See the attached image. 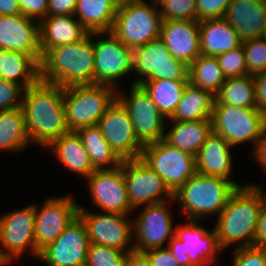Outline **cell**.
<instances>
[{"mask_svg": "<svg viewBox=\"0 0 266 266\" xmlns=\"http://www.w3.org/2000/svg\"><path fill=\"white\" fill-rule=\"evenodd\" d=\"M21 107L30 142L44 149L69 132L65 121L63 87L39 81L23 92Z\"/></svg>", "mask_w": 266, "mask_h": 266, "instance_id": "cell-1", "label": "cell"}, {"mask_svg": "<svg viewBox=\"0 0 266 266\" xmlns=\"http://www.w3.org/2000/svg\"><path fill=\"white\" fill-rule=\"evenodd\" d=\"M262 187L248 183L229 197L214 225L223 250L237 243V247L255 245L259 215L266 200V191Z\"/></svg>", "mask_w": 266, "mask_h": 266, "instance_id": "cell-2", "label": "cell"}, {"mask_svg": "<svg viewBox=\"0 0 266 266\" xmlns=\"http://www.w3.org/2000/svg\"><path fill=\"white\" fill-rule=\"evenodd\" d=\"M93 32L78 42L48 49L40 62V79L61 87L94 84Z\"/></svg>", "mask_w": 266, "mask_h": 266, "instance_id": "cell-3", "label": "cell"}, {"mask_svg": "<svg viewBox=\"0 0 266 266\" xmlns=\"http://www.w3.org/2000/svg\"><path fill=\"white\" fill-rule=\"evenodd\" d=\"M237 189L230 180L195 173L173 194V199L180 203L186 220H201L218 216Z\"/></svg>", "mask_w": 266, "mask_h": 266, "instance_id": "cell-4", "label": "cell"}, {"mask_svg": "<svg viewBox=\"0 0 266 266\" xmlns=\"http://www.w3.org/2000/svg\"><path fill=\"white\" fill-rule=\"evenodd\" d=\"M116 88L103 84L73 85L63 88L65 121L69 131L98 124L117 98Z\"/></svg>", "mask_w": 266, "mask_h": 266, "instance_id": "cell-5", "label": "cell"}, {"mask_svg": "<svg viewBox=\"0 0 266 266\" xmlns=\"http://www.w3.org/2000/svg\"><path fill=\"white\" fill-rule=\"evenodd\" d=\"M119 5L112 32L125 46L135 49L160 37L162 16L156 0Z\"/></svg>", "mask_w": 266, "mask_h": 266, "instance_id": "cell-6", "label": "cell"}, {"mask_svg": "<svg viewBox=\"0 0 266 266\" xmlns=\"http://www.w3.org/2000/svg\"><path fill=\"white\" fill-rule=\"evenodd\" d=\"M184 223L175 225V234L167 245L178 265L213 266L217 254L224 251L218 243L216 230L205 229L200 220L187 219Z\"/></svg>", "mask_w": 266, "mask_h": 266, "instance_id": "cell-7", "label": "cell"}, {"mask_svg": "<svg viewBox=\"0 0 266 266\" xmlns=\"http://www.w3.org/2000/svg\"><path fill=\"white\" fill-rule=\"evenodd\" d=\"M133 72L138 78L132 85L158 79L189 81V66L172 56L160 37L133 49Z\"/></svg>", "mask_w": 266, "mask_h": 266, "instance_id": "cell-8", "label": "cell"}, {"mask_svg": "<svg viewBox=\"0 0 266 266\" xmlns=\"http://www.w3.org/2000/svg\"><path fill=\"white\" fill-rule=\"evenodd\" d=\"M213 132L221 135L231 146L245 142L254 144L266 127V118L257 108L234 107L213 103Z\"/></svg>", "mask_w": 266, "mask_h": 266, "instance_id": "cell-9", "label": "cell"}, {"mask_svg": "<svg viewBox=\"0 0 266 266\" xmlns=\"http://www.w3.org/2000/svg\"><path fill=\"white\" fill-rule=\"evenodd\" d=\"M93 37L94 84L117 89L119 79L133 70V49L125 46L112 32H93Z\"/></svg>", "mask_w": 266, "mask_h": 266, "instance_id": "cell-10", "label": "cell"}, {"mask_svg": "<svg viewBox=\"0 0 266 266\" xmlns=\"http://www.w3.org/2000/svg\"><path fill=\"white\" fill-rule=\"evenodd\" d=\"M140 158L162 178L173 194L196 173L195 157L164 139L144 145Z\"/></svg>", "mask_w": 266, "mask_h": 266, "instance_id": "cell-11", "label": "cell"}, {"mask_svg": "<svg viewBox=\"0 0 266 266\" xmlns=\"http://www.w3.org/2000/svg\"><path fill=\"white\" fill-rule=\"evenodd\" d=\"M130 88V94L117 90V99L126 108L138 141L144 146L164 139L167 119L140 85Z\"/></svg>", "mask_w": 266, "mask_h": 266, "instance_id": "cell-12", "label": "cell"}, {"mask_svg": "<svg viewBox=\"0 0 266 266\" xmlns=\"http://www.w3.org/2000/svg\"><path fill=\"white\" fill-rule=\"evenodd\" d=\"M78 216L85 224L90 243L116 248L127 253L134 250L131 243L134 242L133 221L130 215L97 213L79 205Z\"/></svg>", "mask_w": 266, "mask_h": 266, "instance_id": "cell-13", "label": "cell"}, {"mask_svg": "<svg viewBox=\"0 0 266 266\" xmlns=\"http://www.w3.org/2000/svg\"><path fill=\"white\" fill-rule=\"evenodd\" d=\"M34 204L0 215V253L10 264L28 250L37 258L34 239Z\"/></svg>", "mask_w": 266, "mask_h": 266, "instance_id": "cell-14", "label": "cell"}, {"mask_svg": "<svg viewBox=\"0 0 266 266\" xmlns=\"http://www.w3.org/2000/svg\"><path fill=\"white\" fill-rule=\"evenodd\" d=\"M122 170L130 206L136 209L134 212L142 205L173 199V193L162 178L141 158L122 160Z\"/></svg>", "mask_w": 266, "mask_h": 266, "instance_id": "cell-15", "label": "cell"}, {"mask_svg": "<svg viewBox=\"0 0 266 266\" xmlns=\"http://www.w3.org/2000/svg\"><path fill=\"white\" fill-rule=\"evenodd\" d=\"M174 199L143 206V210L133 221L134 251L144 252L149 249L166 247L175 234L173 217L168 204Z\"/></svg>", "mask_w": 266, "mask_h": 266, "instance_id": "cell-16", "label": "cell"}, {"mask_svg": "<svg viewBox=\"0 0 266 266\" xmlns=\"http://www.w3.org/2000/svg\"><path fill=\"white\" fill-rule=\"evenodd\" d=\"M79 204L72 195L46 198L39 208L34 204V239L39 252L53 243L64 229L78 216Z\"/></svg>", "mask_w": 266, "mask_h": 266, "instance_id": "cell-17", "label": "cell"}, {"mask_svg": "<svg viewBox=\"0 0 266 266\" xmlns=\"http://www.w3.org/2000/svg\"><path fill=\"white\" fill-rule=\"evenodd\" d=\"M86 179L92 204L102 212L125 215L134 212L128 200L122 162L114 169L95 170Z\"/></svg>", "mask_w": 266, "mask_h": 266, "instance_id": "cell-18", "label": "cell"}, {"mask_svg": "<svg viewBox=\"0 0 266 266\" xmlns=\"http://www.w3.org/2000/svg\"><path fill=\"white\" fill-rule=\"evenodd\" d=\"M89 244L85 224L77 216L37 259L46 266H85Z\"/></svg>", "mask_w": 266, "mask_h": 266, "instance_id": "cell-19", "label": "cell"}, {"mask_svg": "<svg viewBox=\"0 0 266 266\" xmlns=\"http://www.w3.org/2000/svg\"><path fill=\"white\" fill-rule=\"evenodd\" d=\"M97 126L121 160L141 157L144 146L136 138L128 112L117 98L100 118Z\"/></svg>", "mask_w": 266, "mask_h": 266, "instance_id": "cell-20", "label": "cell"}, {"mask_svg": "<svg viewBox=\"0 0 266 266\" xmlns=\"http://www.w3.org/2000/svg\"><path fill=\"white\" fill-rule=\"evenodd\" d=\"M0 49L42 59L40 21L25 15H0Z\"/></svg>", "mask_w": 266, "mask_h": 266, "instance_id": "cell-21", "label": "cell"}, {"mask_svg": "<svg viewBox=\"0 0 266 266\" xmlns=\"http://www.w3.org/2000/svg\"><path fill=\"white\" fill-rule=\"evenodd\" d=\"M160 38L171 55L188 66L201 55L198 20H163Z\"/></svg>", "mask_w": 266, "mask_h": 266, "instance_id": "cell-22", "label": "cell"}, {"mask_svg": "<svg viewBox=\"0 0 266 266\" xmlns=\"http://www.w3.org/2000/svg\"><path fill=\"white\" fill-rule=\"evenodd\" d=\"M231 147L221 135L212 131L195 156L196 173L221 177L230 180L237 188L243 187L230 178L233 169Z\"/></svg>", "mask_w": 266, "mask_h": 266, "instance_id": "cell-23", "label": "cell"}, {"mask_svg": "<svg viewBox=\"0 0 266 266\" xmlns=\"http://www.w3.org/2000/svg\"><path fill=\"white\" fill-rule=\"evenodd\" d=\"M223 18L241 42L259 38L266 25V0H231Z\"/></svg>", "mask_w": 266, "mask_h": 266, "instance_id": "cell-24", "label": "cell"}, {"mask_svg": "<svg viewBox=\"0 0 266 266\" xmlns=\"http://www.w3.org/2000/svg\"><path fill=\"white\" fill-rule=\"evenodd\" d=\"M88 33L75 15L46 16L40 21L42 55L50 48L78 42Z\"/></svg>", "mask_w": 266, "mask_h": 266, "instance_id": "cell-25", "label": "cell"}, {"mask_svg": "<svg viewBox=\"0 0 266 266\" xmlns=\"http://www.w3.org/2000/svg\"><path fill=\"white\" fill-rule=\"evenodd\" d=\"M48 149L61 163L71 171L88 178L96 169L93 167L89 154L85 150L82 139L76 131H69L61 135L48 146Z\"/></svg>", "mask_w": 266, "mask_h": 266, "instance_id": "cell-26", "label": "cell"}, {"mask_svg": "<svg viewBox=\"0 0 266 266\" xmlns=\"http://www.w3.org/2000/svg\"><path fill=\"white\" fill-rule=\"evenodd\" d=\"M201 55L216 57L242 44L236 30L224 19L199 22Z\"/></svg>", "mask_w": 266, "mask_h": 266, "instance_id": "cell-27", "label": "cell"}, {"mask_svg": "<svg viewBox=\"0 0 266 266\" xmlns=\"http://www.w3.org/2000/svg\"><path fill=\"white\" fill-rule=\"evenodd\" d=\"M168 122L172 123V127L165 131L164 140L194 157L213 131L211 119Z\"/></svg>", "mask_w": 266, "mask_h": 266, "instance_id": "cell-28", "label": "cell"}, {"mask_svg": "<svg viewBox=\"0 0 266 266\" xmlns=\"http://www.w3.org/2000/svg\"><path fill=\"white\" fill-rule=\"evenodd\" d=\"M0 79L20 85L24 90L40 79V63L32 55L0 49Z\"/></svg>", "mask_w": 266, "mask_h": 266, "instance_id": "cell-29", "label": "cell"}, {"mask_svg": "<svg viewBox=\"0 0 266 266\" xmlns=\"http://www.w3.org/2000/svg\"><path fill=\"white\" fill-rule=\"evenodd\" d=\"M118 5L114 0H78L75 17L89 32H110Z\"/></svg>", "mask_w": 266, "mask_h": 266, "instance_id": "cell-30", "label": "cell"}, {"mask_svg": "<svg viewBox=\"0 0 266 266\" xmlns=\"http://www.w3.org/2000/svg\"><path fill=\"white\" fill-rule=\"evenodd\" d=\"M215 96L209 91L187 84L176 112L169 121H196L211 119Z\"/></svg>", "mask_w": 266, "mask_h": 266, "instance_id": "cell-31", "label": "cell"}, {"mask_svg": "<svg viewBox=\"0 0 266 266\" xmlns=\"http://www.w3.org/2000/svg\"><path fill=\"white\" fill-rule=\"evenodd\" d=\"M29 144L22 107L0 111V151L19 153Z\"/></svg>", "mask_w": 266, "mask_h": 266, "instance_id": "cell-32", "label": "cell"}, {"mask_svg": "<svg viewBox=\"0 0 266 266\" xmlns=\"http://www.w3.org/2000/svg\"><path fill=\"white\" fill-rule=\"evenodd\" d=\"M189 81L168 79L144 80L139 84L168 120L176 112L179 101Z\"/></svg>", "mask_w": 266, "mask_h": 266, "instance_id": "cell-33", "label": "cell"}, {"mask_svg": "<svg viewBox=\"0 0 266 266\" xmlns=\"http://www.w3.org/2000/svg\"><path fill=\"white\" fill-rule=\"evenodd\" d=\"M76 132L81 137L85 150L96 170L114 169L121 165L122 160L111 149L97 125L83 127Z\"/></svg>", "mask_w": 266, "mask_h": 266, "instance_id": "cell-34", "label": "cell"}, {"mask_svg": "<svg viewBox=\"0 0 266 266\" xmlns=\"http://www.w3.org/2000/svg\"><path fill=\"white\" fill-rule=\"evenodd\" d=\"M214 103L256 108L252 75L226 78L219 92L215 95Z\"/></svg>", "mask_w": 266, "mask_h": 266, "instance_id": "cell-35", "label": "cell"}, {"mask_svg": "<svg viewBox=\"0 0 266 266\" xmlns=\"http://www.w3.org/2000/svg\"><path fill=\"white\" fill-rule=\"evenodd\" d=\"M226 77L224 76L216 57L199 55L189 65V82L200 89L216 95Z\"/></svg>", "mask_w": 266, "mask_h": 266, "instance_id": "cell-36", "label": "cell"}, {"mask_svg": "<svg viewBox=\"0 0 266 266\" xmlns=\"http://www.w3.org/2000/svg\"><path fill=\"white\" fill-rule=\"evenodd\" d=\"M162 20H197V0H156Z\"/></svg>", "mask_w": 266, "mask_h": 266, "instance_id": "cell-37", "label": "cell"}, {"mask_svg": "<svg viewBox=\"0 0 266 266\" xmlns=\"http://www.w3.org/2000/svg\"><path fill=\"white\" fill-rule=\"evenodd\" d=\"M127 252L90 243L85 266H124Z\"/></svg>", "mask_w": 266, "mask_h": 266, "instance_id": "cell-38", "label": "cell"}, {"mask_svg": "<svg viewBox=\"0 0 266 266\" xmlns=\"http://www.w3.org/2000/svg\"><path fill=\"white\" fill-rule=\"evenodd\" d=\"M247 74L266 72V40L259 37L242 42Z\"/></svg>", "mask_w": 266, "mask_h": 266, "instance_id": "cell-39", "label": "cell"}, {"mask_svg": "<svg viewBox=\"0 0 266 266\" xmlns=\"http://www.w3.org/2000/svg\"><path fill=\"white\" fill-rule=\"evenodd\" d=\"M226 78L247 75L246 59L242 44L226 53L216 56Z\"/></svg>", "mask_w": 266, "mask_h": 266, "instance_id": "cell-40", "label": "cell"}, {"mask_svg": "<svg viewBox=\"0 0 266 266\" xmlns=\"http://www.w3.org/2000/svg\"><path fill=\"white\" fill-rule=\"evenodd\" d=\"M236 246L232 252V266H266V249L257 246Z\"/></svg>", "mask_w": 266, "mask_h": 266, "instance_id": "cell-41", "label": "cell"}, {"mask_svg": "<svg viewBox=\"0 0 266 266\" xmlns=\"http://www.w3.org/2000/svg\"><path fill=\"white\" fill-rule=\"evenodd\" d=\"M23 92L20 85L0 79V111L21 107Z\"/></svg>", "mask_w": 266, "mask_h": 266, "instance_id": "cell-42", "label": "cell"}, {"mask_svg": "<svg viewBox=\"0 0 266 266\" xmlns=\"http://www.w3.org/2000/svg\"><path fill=\"white\" fill-rule=\"evenodd\" d=\"M231 0H197V20L222 19Z\"/></svg>", "mask_w": 266, "mask_h": 266, "instance_id": "cell-43", "label": "cell"}, {"mask_svg": "<svg viewBox=\"0 0 266 266\" xmlns=\"http://www.w3.org/2000/svg\"><path fill=\"white\" fill-rule=\"evenodd\" d=\"M21 13L26 17L41 21L47 16L48 0H17Z\"/></svg>", "mask_w": 266, "mask_h": 266, "instance_id": "cell-44", "label": "cell"}, {"mask_svg": "<svg viewBox=\"0 0 266 266\" xmlns=\"http://www.w3.org/2000/svg\"><path fill=\"white\" fill-rule=\"evenodd\" d=\"M151 266H179L175 257L166 247L149 249L143 252Z\"/></svg>", "mask_w": 266, "mask_h": 266, "instance_id": "cell-45", "label": "cell"}, {"mask_svg": "<svg viewBox=\"0 0 266 266\" xmlns=\"http://www.w3.org/2000/svg\"><path fill=\"white\" fill-rule=\"evenodd\" d=\"M256 108L266 118V72L252 75Z\"/></svg>", "mask_w": 266, "mask_h": 266, "instance_id": "cell-46", "label": "cell"}, {"mask_svg": "<svg viewBox=\"0 0 266 266\" xmlns=\"http://www.w3.org/2000/svg\"><path fill=\"white\" fill-rule=\"evenodd\" d=\"M78 0H48L47 16L74 15Z\"/></svg>", "mask_w": 266, "mask_h": 266, "instance_id": "cell-47", "label": "cell"}, {"mask_svg": "<svg viewBox=\"0 0 266 266\" xmlns=\"http://www.w3.org/2000/svg\"><path fill=\"white\" fill-rule=\"evenodd\" d=\"M252 147V154L256 162H259L262 170L266 171V127Z\"/></svg>", "mask_w": 266, "mask_h": 266, "instance_id": "cell-48", "label": "cell"}, {"mask_svg": "<svg viewBox=\"0 0 266 266\" xmlns=\"http://www.w3.org/2000/svg\"><path fill=\"white\" fill-rule=\"evenodd\" d=\"M254 246L266 249V200L261 207Z\"/></svg>", "mask_w": 266, "mask_h": 266, "instance_id": "cell-49", "label": "cell"}, {"mask_svg": "<svg viewBox=\"0 0 266 266\" xmlns=\"http://www.w3.org/2000/svg\"><path fill=\"white\" fill-rule=\"evenodd\" d=\"M124 266H151L149 259L143 252H128L124 261Z\"/></svg>", "mask_w": 266, "mask_h": 266, "instance_id": "cell-50", "label": "cell"}, {"mask_svg": "<svg viewBox=\"0 0 266 266\" xmlns=\"http://www.w3.org/2000/svg\"><path fill=\"white\" fill-rule=\"evenodd\" d=\"M21 10L17 0H0V15H17Z\"/></svg>", "mask_w": 266, "mask_h": 266, "instance_id": "cell-51", "label": "cell"}, {"mask_svg": "<svg viewBox=\"0 0 266 266\" xmlns=\"http://www.w3.org/2000/svg\"><path fill=\"white\" fill-rule=\"evenodd\" d=\"M139 0H114V2L119 6L122 4L130 3V2H136Z\"/></svg>", "mask_w": 266, "mask_h": 266, "instance_id": "cell-52", "label": "cell"}, {"mask_svg": "<svg viewBox=\"0 0 266 266\" xmlns=\"http://www.w3.org/2000/svg\"><path fill=\"white\" fill-rule=\"evenodd\" d=\"M6 264H9L2 256L0 253V266H6Z\"/></svg>", "mask_w": 266, "mask_h": 266, "instance_id": "cell-53", "label": "cell"}, {"mask_svg": "<svg viewBox=\"0 0 266 266\" xmlns=\"http://www.w3.org/2000/svg\"><path fill=\"white\" fill-rule=\"evenodd\" d=\"M261 38L265 39L266 40V25L263 29V32H262V35H261Z\"/></svg>", "mask_w": 266, "mask_h": 266, "instance_id": "cell-54", "label": "cell"}]
</instances>
